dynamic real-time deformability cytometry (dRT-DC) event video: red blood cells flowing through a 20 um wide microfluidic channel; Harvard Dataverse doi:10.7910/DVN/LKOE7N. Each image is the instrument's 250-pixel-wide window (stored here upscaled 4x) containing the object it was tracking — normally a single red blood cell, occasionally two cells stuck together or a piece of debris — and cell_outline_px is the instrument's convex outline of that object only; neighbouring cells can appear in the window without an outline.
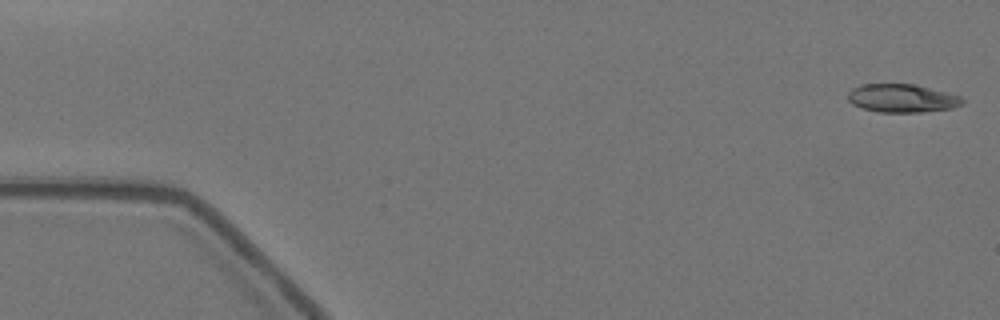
{"species": "Egyptian fruit bat (a non-hibernating species)", "species_latin": "Rousettus aegyptiacus", "temperature_condition": "warm", "stored_images_in_passage": 7, "camera_frame_rate_fps": 3000, "um_per_image_px": 0.085, "animal": {"sex": "female"}, "frame": {"image": 1, "passage_image": 1, "time_ms": 0.0, "image_size_px": [1000, 320], "cell_outline_px": [[964, 104], [952, 108], [920, 112], [880, 112], [864, 108], [852, 104], [848, 100], [848, 92], [852, 88], [860, 84], [916, 84], [960, 96], [964, 100]], "centroid_in_image_um": [76.67, 8.34], "position_along_channel_um": 8.3, "area_um2": 18.84}}